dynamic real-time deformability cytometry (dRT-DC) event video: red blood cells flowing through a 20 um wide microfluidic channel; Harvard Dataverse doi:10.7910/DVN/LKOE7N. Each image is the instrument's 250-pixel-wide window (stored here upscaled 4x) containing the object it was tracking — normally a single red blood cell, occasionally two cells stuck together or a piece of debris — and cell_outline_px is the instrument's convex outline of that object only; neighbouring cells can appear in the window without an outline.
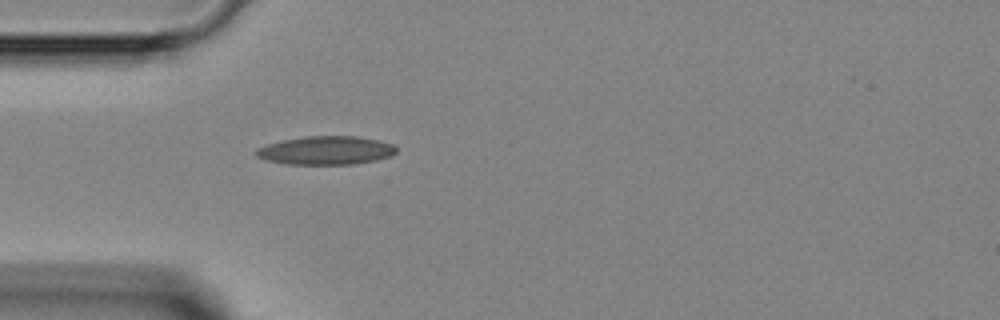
{"species": "Egyptian fruit bat (a non-hibernating species)", "species_latin": "Rousettus aegyptiacus", "temperature_condition": "room temperature", "stored_images_in_passage": 2, "camera_frame_rate_fps": 3000, "um_per_image_px": 0.085, "animal": {"sex": "female"}, "frame": {"image": 1, "passage_image": 2, "time_ms": 1.333, "image_size_px": [1000, 320], "cell_outline_px": [[396, 152], [392, 156], [376, 160], [352, 164], [288, 164], [268, 160], [256, 156], [252, 152], [256, 148], [268, 144], [284, 140], [304, 136], [356, 136], [396, 144]], "centroid_in_image_um": [27.71, 12.78], "position_along_channel_um": 57.3, "area_um2": 23.29}}